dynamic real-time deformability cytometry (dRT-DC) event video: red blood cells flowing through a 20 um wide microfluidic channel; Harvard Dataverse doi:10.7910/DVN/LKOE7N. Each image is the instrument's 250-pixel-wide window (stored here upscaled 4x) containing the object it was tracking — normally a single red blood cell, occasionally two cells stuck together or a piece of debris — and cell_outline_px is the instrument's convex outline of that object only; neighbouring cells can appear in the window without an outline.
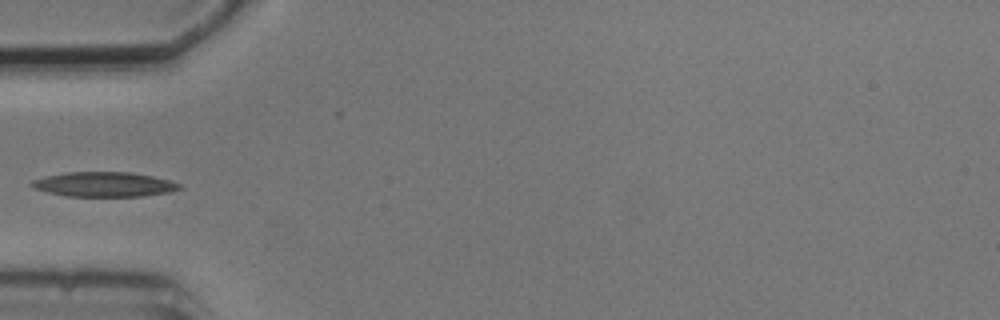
{"species": "common noctule bat (a hibernating species)", "species_latin": "Nyctalus noctula", "temperature_condition": "cold", "stored_images_in_passage": 7, "camera_frame_rate_fps": 3000, "um_per_image_px": 0.085, "animal": {"sex": "male", "body_mass_g": 20.5, "forearm_length_mm": 52.5}, "frame": {"image": 1, "passage_image": 4, "time_ms": 3.667, "image_size_px": [1000, 320], "cell_outline_px": [[180, 188], [172, 192], [144, 196], [64, 196], [48, 192], [36, 188], [28, 184], [32, 180], [44, 176], [64, 172], [132, 172], [152, 176], [168, 180], [180, 184]], "centroid_in_image_um": [8.83, 15.67], "position_along_channel_um": 76.2, "area_um2": 21.33}}
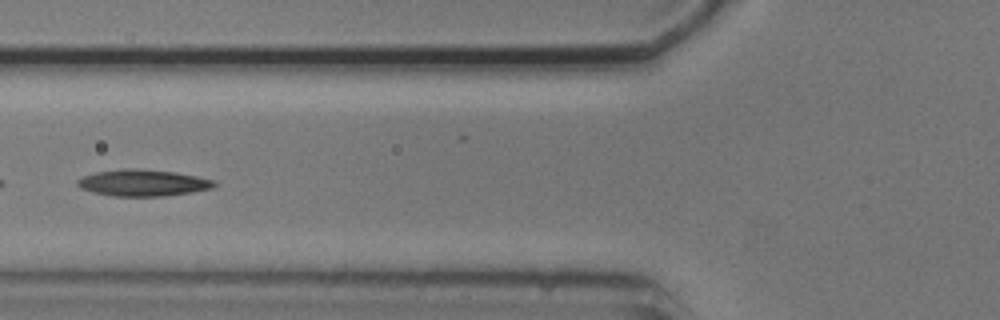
{"frame": {"image": 2, "passage_image": 5, "time_ms": 4.667, "image_size_px": [1000, 320], "cell_outline_px": [[216, 184], [212, 188], [192, 192], [164, 196], [112, 196], [92, 192], [80, 188], [76, 184], [76, 180], [84, 176], [96, 172], [124, 168], [136, 168], [176, 172], [216, 180]], "centroid_in_image_um": [12.14, 15.54], "position_along_channel_um": 113.7, "area_um2": 21.27}}
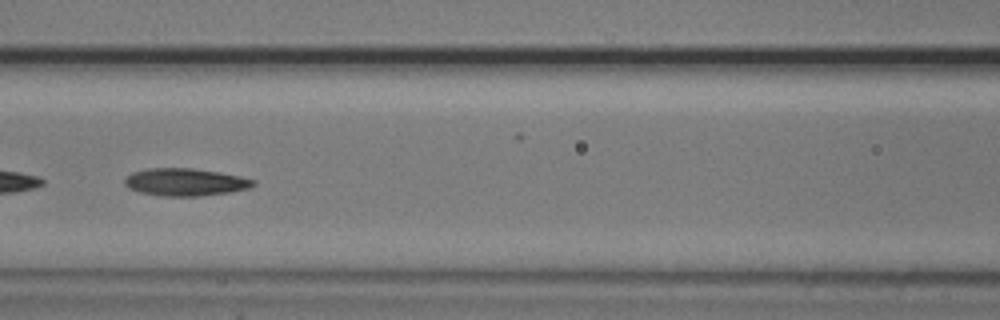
{"frame": {"image": 3, "passage_image": 6, "time_ms": 5.667, "image_size_px": [1000, 320], "cell_outline_px": [[256, 184], [248, 188], [228, 192], [200, 196], [160, 196], [140, 192], [128, 188], [124, 184], [124, 180], [132, 172], [148, 168], [192, 168], [220, 172], [240, 176], [256, 180]], "centroid_in_image_um": [15.74, 15.47], "position_along_channel_um": 150.9, "area_um2": 20.63}}